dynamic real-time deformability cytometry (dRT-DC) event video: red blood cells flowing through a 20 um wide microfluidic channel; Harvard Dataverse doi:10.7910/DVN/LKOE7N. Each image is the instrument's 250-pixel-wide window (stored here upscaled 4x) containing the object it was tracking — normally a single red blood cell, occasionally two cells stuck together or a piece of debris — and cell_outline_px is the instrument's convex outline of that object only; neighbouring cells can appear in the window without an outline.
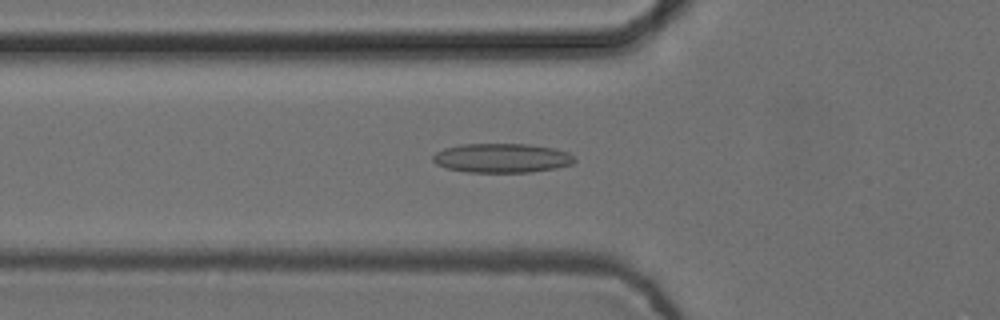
{"species": "common noctule bat (a hibernating species)", "species_latin": "Nyctalus noctula", "temperature_condition": "cold", "stored_images_in_passage": 36, "camera_frame_rate_fps": 3000, "um_per_image_px": 0.085, "animal": {"sex": "female", "body_mass_g": 24.6, "forearm_length_mm": 56.2}, "frame": {"image": 1, "passage_image": 5, "time_ms": 1.333, "image_size_px": [1000, 320], "cell_outline_px": [[576, 160], [572, 164], [556, 168], [528, 172], [464, 172], [448, 168], [436, 164], [432, 160], [432, 156], [436, 152], [444, 148], [460, 144], [528, 144], [552, 148], [568, 152]], "centroid_in_image_um": [42.63, 13.43], "position_along_channel_um": 83.2, "area_um2": 24.1}}
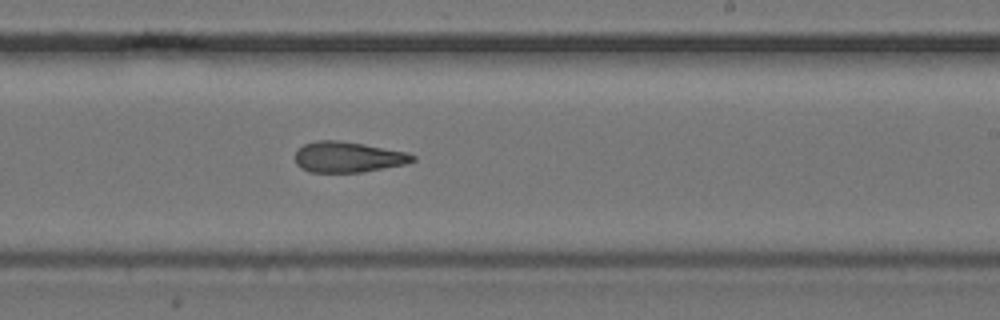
{"frame": {"image": 2, "passage_image": 19, "time_ms": 6.0, "image_size_px": [1000, 320], "cell_outline_px": [[416, 160], [404, 164], [384, 168], [360, 172], [308, 172], [300, 168], [296, 164], [296, 152], [304, 144], [316, 140], [336, 140], [364, 144], [408, 152], [416, 156]], "centroid_in_image_um": [29.58, 13.35], "position_along_channel_um": 259.4, "area_um2": 20.98}}
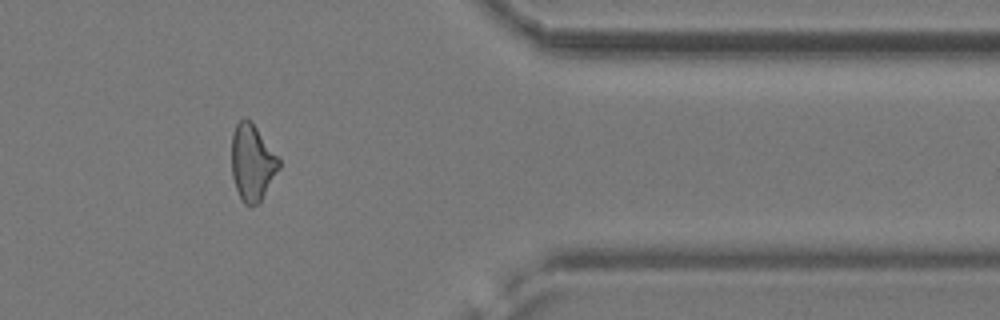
{"frame": {"image": 3, "passage_image": 31, "time_ms": 10.0, "image_size_px": [1000, 320], "cell_outline_px": [[280, 168], [260, 204], [244, 204], [236, 188], [232, 176], [232, 136], [236, 124], [244, 116], [256, 128], [280, 160]], "centroid_in_image_um": [21.44, 13.85], "position_along_channel_um": 390.0, "area_um2": 20.81}}